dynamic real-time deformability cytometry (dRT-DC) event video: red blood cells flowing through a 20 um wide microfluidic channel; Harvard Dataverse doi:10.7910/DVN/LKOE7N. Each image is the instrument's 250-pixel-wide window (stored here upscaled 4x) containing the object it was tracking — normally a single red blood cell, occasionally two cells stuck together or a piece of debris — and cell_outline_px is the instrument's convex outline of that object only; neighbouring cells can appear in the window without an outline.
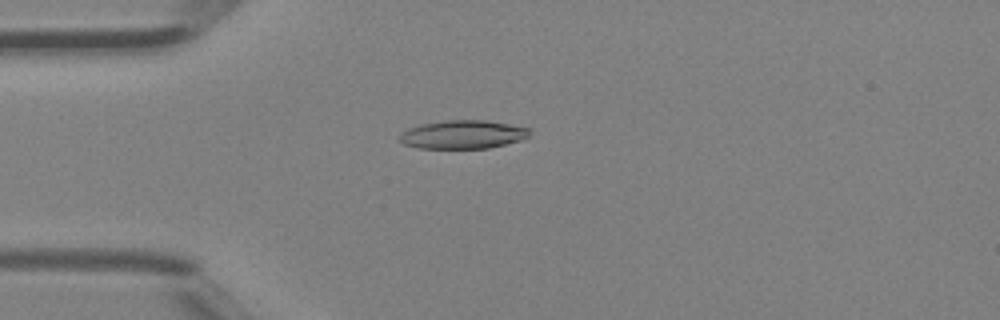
{"species": "Egyptian fruit bat (a non-hibernating species)", "species_latin": "Rousettus aegyptiacus", "temperature_condition": "room temperature", "stored_images_in_passage": 5, "camera_frame_rate_fps": 3000, "um_per_image_px": 0.085, "animal": {"sex": "female"}, "frame": {"image": 1, "passage_image": 4, "time_ms": 1.0, "image_size_px": [1000, 320], "cell_outline_px": [[532, 128], [528, 136], [524, 140], [488, 148], [420, 148], [404, 144], [396, 136], [400, 132], [408, 128], [420, 124], [448, 120], [484, 120]], "centroid_in_image_um": [39.34, 11.43], "position_along_channel_um": 45.7, "area_um2": 21.73}}